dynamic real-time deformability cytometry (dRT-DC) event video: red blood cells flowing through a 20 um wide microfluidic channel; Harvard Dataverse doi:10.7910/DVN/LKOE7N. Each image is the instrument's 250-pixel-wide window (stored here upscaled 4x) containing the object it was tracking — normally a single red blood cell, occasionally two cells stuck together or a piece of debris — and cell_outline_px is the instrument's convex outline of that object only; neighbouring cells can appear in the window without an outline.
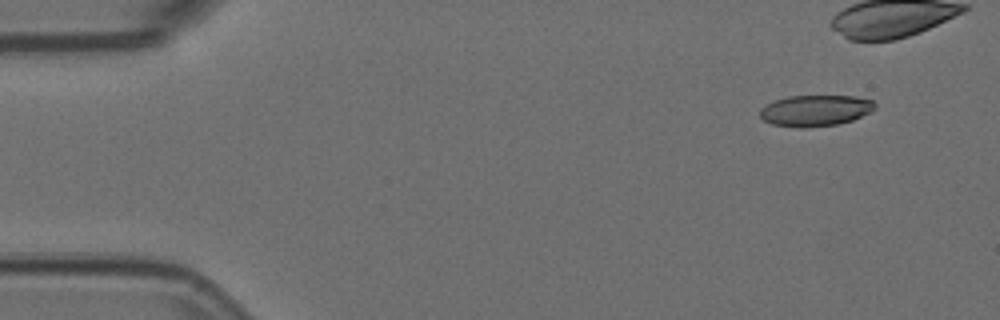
{"species": "Egyptian fruit bat (a non-hibernating species)", "species_latin": "Rousettus aegyptiacus", "temperature_condition": "room temperature", "stored_images_in_passage": 6, "camera_frame_rate_fps": 3000, "um_per_image_px": 0.085, "animal": {"sex": "female"}, "frame": {"image": 1, "passage_image": 1, "time_ms": 0.0, "image_size_px": [1000, 320], "cell_outline_px": [[876, 108], [852, 120], [836, 124], [804, 128], [800, 128], [772, 124], [764, 120], [760, 116], [760, 108], [772, 100], [788, 96], [856, 96], [872, 100], [876, 104]], "centroid_in_image_um": [69.27, 9.39], "position_along_channel_um": 15.7, "area_um2": 20.87}}
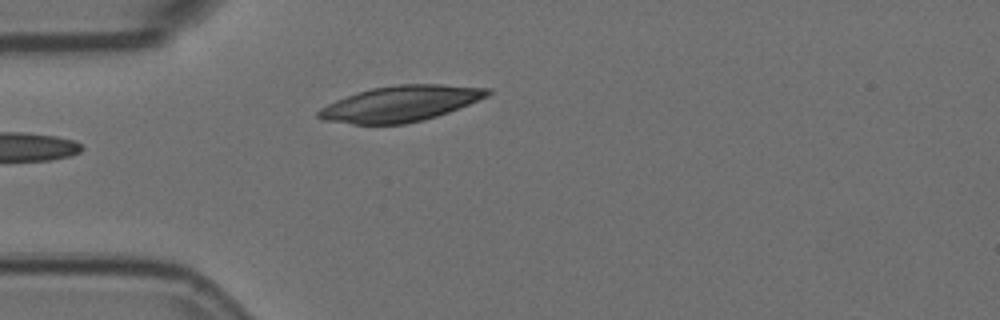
{"frame": {"image": 2, "passage_image": 5, "time_ms": 1.333, "image_size_px": [1000, 320], "cell_outline_px": [[492, 92], [488, 96], [448, 112], [424, 120], [404, 124], [352, 124], [320, 120], [316, 116], [316, 112], [320, 108], [336, 100], [356, 92], [372, 88], [396, 84], [444, 84], [492, 88]], "centroid_in_image_um": [34.02, 8.8], "position_along_channel_um": 51.0, "area_um2": 35.37}}